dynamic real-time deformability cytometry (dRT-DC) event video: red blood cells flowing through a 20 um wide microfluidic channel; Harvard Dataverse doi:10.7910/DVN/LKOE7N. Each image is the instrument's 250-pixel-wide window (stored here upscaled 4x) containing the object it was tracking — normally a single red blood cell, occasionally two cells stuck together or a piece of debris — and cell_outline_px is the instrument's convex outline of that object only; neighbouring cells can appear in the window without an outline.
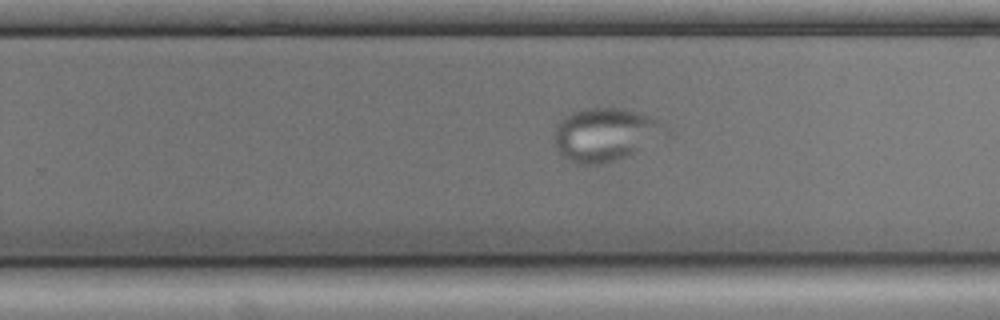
{"species": "common noctule bat (a hibernating species)", "species_latin": "Nyctalus noctula", "temperature_condition": "cold", "stored_images_in_passage": 56, "camera_frame_rate_fps": 3000, "um_per_image_px": 0.085, "animal": {"sex": "male", "body_mass_g": 17.9, "forearm_length_mm": 54.2}, "frame": {"image": 1, "passage_image": 34, "time_ms": 11.0, "image_size_px": [1000, 320], "cell_outline_px": [[672, 128], [668, 136], [628, 156], [616, 160], [600, 164], [576, 164], [560, 156], [552, 140], [552, 132], [556, 124], [564, 116], [572, 112], [584, 108], [620, 108], [656, 120]], "centroid_in_image_um": [51.42, 11.46], "position_along_channel_um": 278.4, "area_um2": 35.08}}